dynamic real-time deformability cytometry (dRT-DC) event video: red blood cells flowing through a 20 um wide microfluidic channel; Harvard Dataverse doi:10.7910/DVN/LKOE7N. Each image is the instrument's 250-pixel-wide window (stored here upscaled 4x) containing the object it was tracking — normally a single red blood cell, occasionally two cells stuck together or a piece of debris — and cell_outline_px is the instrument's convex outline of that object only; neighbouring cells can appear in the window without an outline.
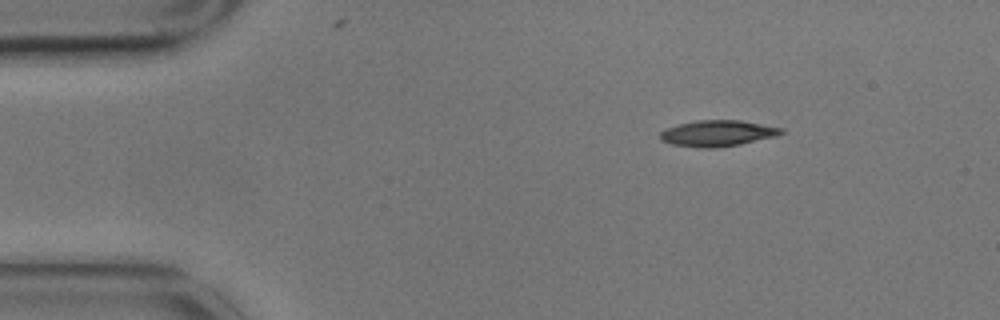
{"species": "common noctule bat (a hibernating species)", "species_latin": "Nyctalus noctula", "temperature_condition": "cold", "stored_images_in_passage": 3, "camera_frame_rate_fps": 3000, "um_per_image_px": 0.085, "animal": {"sex": "male", "body_mass_g": 17.9}, "frame": {"image": 1, "passage_image": 1, "time_ms": 0.0, "image_size_px": [1000, 320], "cell_outline_px": [[784, 132], [776, 136], [740, 144], [712, 148], [700, 148], [672, 144], [660, 140], [660, 132], [676, 124], [696, 120], [740, 120], [784, 128]], "centroid_in_image_um": [60.98, 11.32], "position_along_channel_um": 24.0, "area_um2": 18.38}}